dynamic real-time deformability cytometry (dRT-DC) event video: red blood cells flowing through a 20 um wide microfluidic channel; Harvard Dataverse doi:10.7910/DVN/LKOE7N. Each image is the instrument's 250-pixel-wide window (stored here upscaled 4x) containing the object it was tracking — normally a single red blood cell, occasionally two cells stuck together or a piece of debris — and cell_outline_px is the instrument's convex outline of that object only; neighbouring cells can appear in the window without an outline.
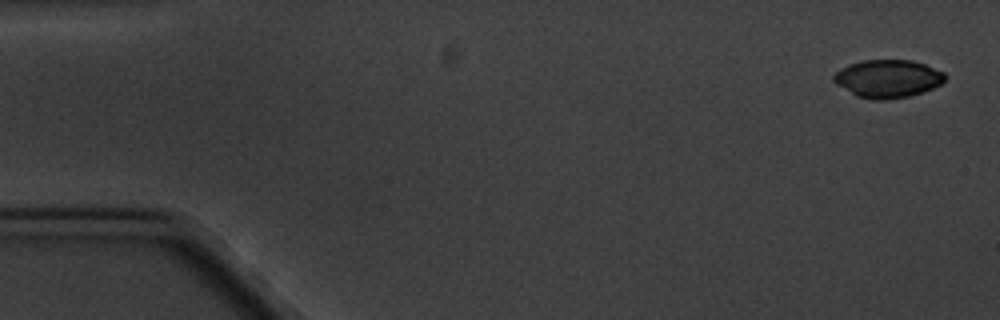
{"species": "common noctule bat (a hibernating species)", "species_latin": "Nyctalus noctula", "temperature_condition": "cold", "stored_images_in_passage": 6, "camera_frame_rate_fps": 3000, "um_per_image_px": 0.085, "animal": {"sex": "male", "body_mass_g": 20.1, "forearm_length_mm": 53.5}, "frame": {"image": 1, "passage_image": 1, "time_ms": 0.0, "image_size_px": [1000, 320], "cell_outline_px": [[948, 76], [940, 84], [932, 88], [908, 96], [888, 100], [872, 100], [856, 96], [836, 84], [832, 80], [832, 76], [840, 68], [848, 64], [864, 60], [912, 60], [924, 64], [944, 72]], "centroid_in_image_um": [75.43, 6.68], "position_along_channel_um": 9.6, "area_um2": 24.68}}
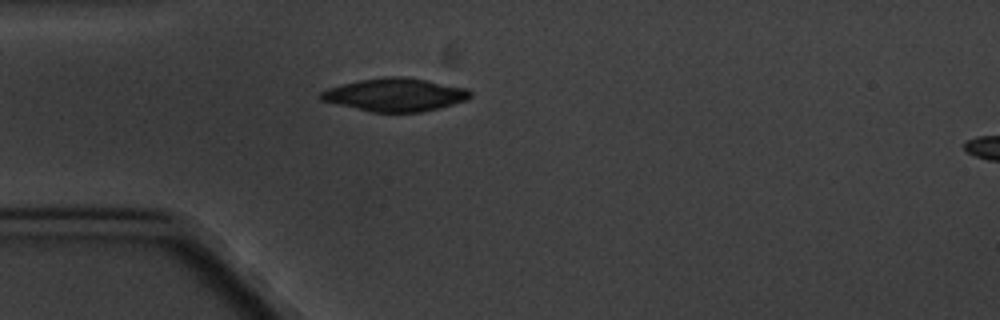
{"frame": {"image": 2, "passage_image": 5, "time_ms": 4.667, "image_size_px": [1000, 320], "cell_outline_px": [[472, 96], [468, 100], [440, 108], [420, 112], [368, 112], [320, 100], [316, 96], [320, 92], [328, 88], [360, 80], [384, 76], [404, 76], [468, 88], [472, 92]], "centroid_in_image_um": [33.59, 8.06], "position_along_channel_um": 51.4, "area_um2": 29.07}}